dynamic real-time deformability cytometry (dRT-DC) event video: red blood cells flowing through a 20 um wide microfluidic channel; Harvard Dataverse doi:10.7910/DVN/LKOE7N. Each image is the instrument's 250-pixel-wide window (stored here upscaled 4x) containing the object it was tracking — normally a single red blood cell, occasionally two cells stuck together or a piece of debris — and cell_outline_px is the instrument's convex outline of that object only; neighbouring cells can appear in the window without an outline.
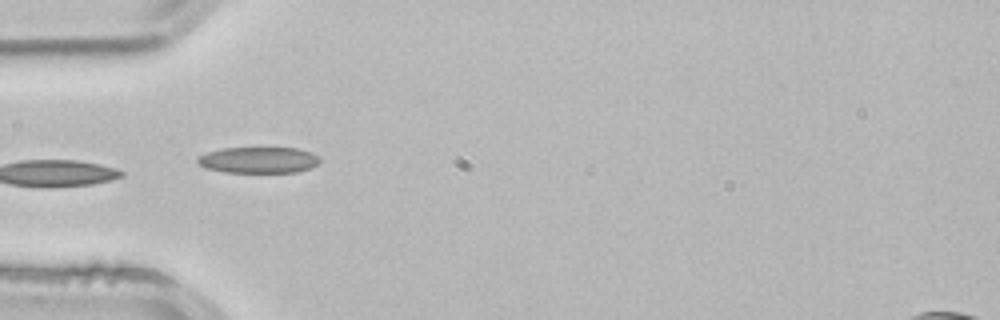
{"species": "common noctule bat (a hibernating species)", "species_latin": "Nyctalus noctula", "temperature_condition": "room temperature", "stored_images_in_passage": 4, "camera_frame_rate_fps": 3000, "um_per_image_px": 0.085, "animal": {"sex": "male", "body_mass_g": 21.5, "forearm_length_mm": 52.0}, "frame": {"image": 1, "passage_image": 4, "time_ms": 1.0, "image_size_px": [1000, 320], "cell_outline_px": [[320, 160], [316, 164], [308, 168], [296, 172], [224, 172], [208, 168], [200, 164], [196, 160], [196, 156], [208, 152], [224, 148], [296, 148], [312, 152], [320, 156]], "centroid_in_image_um": [21.98, 13.59], "position_along_channel_um": 63.0, "area_um2": 18.5}}